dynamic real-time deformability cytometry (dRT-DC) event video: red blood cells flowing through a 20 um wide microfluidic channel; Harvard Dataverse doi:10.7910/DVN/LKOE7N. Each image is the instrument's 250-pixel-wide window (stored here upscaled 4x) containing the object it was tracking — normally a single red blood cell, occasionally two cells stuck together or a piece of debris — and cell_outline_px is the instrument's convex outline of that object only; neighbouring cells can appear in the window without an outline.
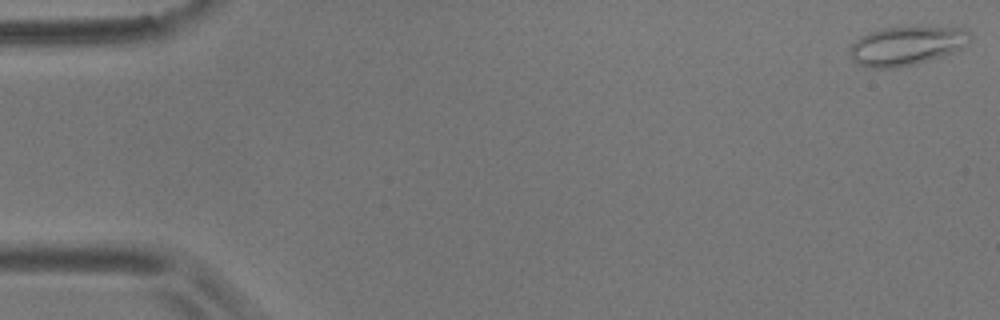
{"species": "common noctule bat (a hibernating species)", "species_latin": "Nyctalus noctula", "temperature_condition": "room temperature", "stored_images_in_passage": 58, "camera_frame_rate_fps": 3000, "um_per_image_px": 0.085, "animal": {"sex": "male", "body_mass_g": 17.9}, "frame": {"image": 1, "passage_image": 1, "time_ms": 0.0, "image_size_px": [1000, 320], "cell_outline_px": [[972, 40], [968, 44], [944, 56], [896, 68], [864, 68], [856, 64], [852, 60], [848, 52], [848, 48], [860, 36], [868, 32], [880, 28], [964, 28], [972, 32]], "centroid_in_image_um": [77.01, 3.91], "position_along_channel_um": 8.0, "area_um2": 27.4}}
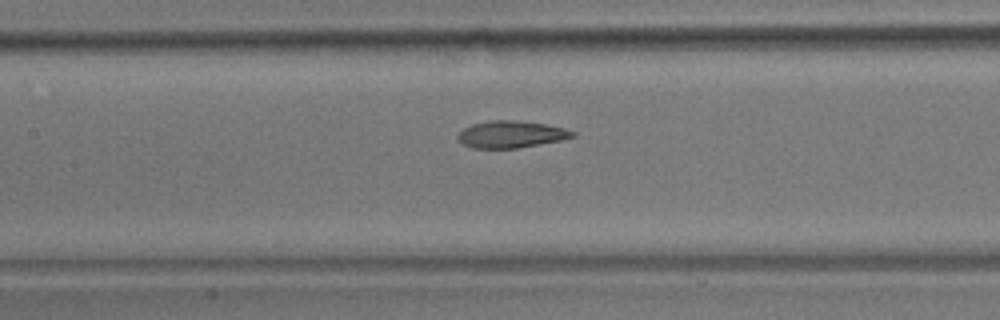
{"frame": {"image": 2, "passage_image": 26, "time_ms": 8.333, "image_size_px": [1000, 320], "cell_outline_px": [[576, 136], [560, 140], [516, 148], [472, 148], [456, 140], [456, 136], [464, 128], [472, 124], [492, 120], [512, 120], [544, 124], [564, 128], [576, 132]], "centroid_in_image_um": [43.41, 11.42], "position_along_channel_um": 164.0, "area_um2": 17.86}}
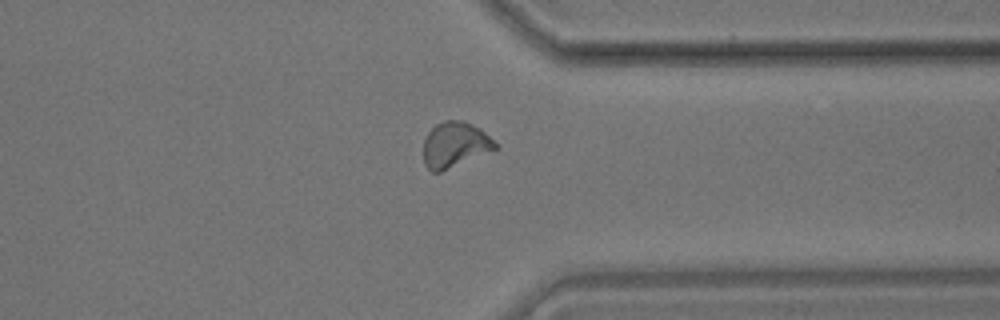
{"frame": {"image": 3, "passage_image": 44, "time_ms": 14.333, "image_size_px": [1000, 320], "cell_outline_px": [[500, 148], [440, 172], [432, 172], [424, 164], [424, 140], [428, 132], [436, 124], [444, 120], [464, 120], [480, 128], [500, 144]], "centroid_in_image_um": [38.71, 12.29], "position_along_channel_um": 372.7, "area_um2": 19.31}, "authors_computed_cell_mechanics": {"area_um2": 18.6694, "velocity_mm_per_s": 3.5223, "shape_relaxation_time_tau1_ms": 6.62, "shape_relaxation_time_tau2_ms": 1.3973, "deformation_change_tau1": 0.1689, "deformation_change_tau2": 0.0595}}